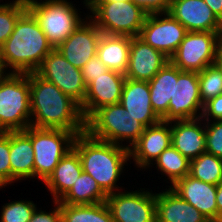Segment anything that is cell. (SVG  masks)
Instances as JSON below:
<instances>
[{
  "label": "cell",
  "instance_id": "6",
  "mask_svg": "<svg viewBox=\"0 0 222 222\" xmlns=\"http://www.w3.org/2000/svg\"><path fill=\"white\" fill-rule=\"evenodd\" d=\"M70 0H28L27 9L38 20L48 42L57 48L87 19ZM79 10V11H78ZM79 12V13H78Z\"/></svg>",
  "mask_w": 222,
  "mask_h": 222
},
{
  "label": "cell",
  "instance_id": "31",
  "mask_svg": "<svg viewBox=\"0 0 222 222\" xmlns=\"http://www.w3.org/2000/svg\"><path fill=\"white\" fill-rule=\"evenodd\" d=\"M0 0V47L10 37L18 18L27 10L24 0L6 1Z\"/></svg>",
  "mask_w": 222,
  "mask_h": 222
},
{
  "label": "cell",
  "instance_id": "8",
  "mask_svg": "<svg viewBox=\"0 0 222 222\" xmlns=\"http://www.w3.org/2000/svg\"><path fill=\"white\" fill-rule=\"evenodd\" d=\"M34 150V178L44 183L64 155L73 148L76 135L62 129L37 128L24 130Z\"/></svg>",
  "mask_w": 222,
  "mask_h": 222
},
{
  "label": "cell",
  "instance_id": "23",
  "mask_svg": "<svg viewBox=\"0 0 222 222\" xmlns=\"http://www.w3.org/2000/svg\"><path fill=\"white\" fill-rule=\"evenodd\" d=\"M11 185L20 180L34 179V150L24 131H10Z\"/></svg>",
  "mask_w": 222,
  "mask_h": 222
},
{
  "label": "cell",
  "instance_id": "19",
  "mask_svg": "<svg viewBox=\"0 0 222 222\" xmlns=\"http://www.w3.org/2000/svg\"><path fill=\"white\" fill-rule=\"evenodd\" d=\"M170 188L210 222H218L217 185L203 182L188 174Z\"/></svg>",
  "mask_w": 222,
  "mask_h": 222
},
{
  "label": "cell",
  "instance_id": "29",
  "mask_svg": "<svg viewBox=\"0 0 222 222\" xmlns=\"http://www.w3.org/2000/svg\"><path fill=\"white\" fill-rule=\"evenodd\" d=\"M62 222H113L106 202L96 204H61Z\"/></svg>",
  "mask_w": 222,
  "mask_h": 222
},
{
  "label": "cell",
  "instance_id": "46",
  "mask_svg": "<svg viewBox=\"0 0 222 222\" xmlns=\"http://www.w3.org/2000/svg\"><path fill=\"white\" fill-rule=\"evenodd\" d=\"M82 3L85 4L84 6L88 10V0H83Z\"/></svg>",
  "mask_w": 222,
  "mask_h": 222
},
{
  "label": "cell",
  "instance_id": "2",
  "mask_svg": "<svg viewBox=\"0 0 222 222\" xmlns=\"http://www.w3.org/2000/svg\"><path fill=\"white\" fill-rule=\"evenodd\" d=\"M53 49L38 20L27 9L0 47V55L8 73H31L38 69L44 57Z\"/></svg>",
  "mask_w": 222,
  "mask_h": 222
},
{
  "label": "cell",
  "instance_id": "18",
  "mask_svg": "<svg viewBox=\"0 0 222 222\" xmlns=\"http://www.w3.org/2000/svg\"><path fill=\"white\" fill-rule=\"evenodd\" d=\"M170 59L146 44L138 36L131 37L128 68L125 77L149 82Z\"/></svg>",
  "mask_w": 222,
  "mask_h": 222
},
{
  "label": "cell",
  "instance_id": "34",
  "mask_svg": "<svg viewBox=\"0 0 222 222\" xmlns=\"http://www.w3.org/2000/svg\"><path fill=\"white\" fill-rule=\"evenodd\" d=\"M206 152L222 159V120L205 121Z\"/></svg>",
  "mask_w": 222,
  "mask_h": 222
},
{
  "label": "cell",
  "instance_id": "36",
  "mask_svg": "<svg viewBox=\"0 0 222 222\" xmlns=\"http://www.w3.org/2000/svg\"><path fill=\"white\" fill-rule=\"evenodd\" d=\"M85 84L88 86L95 77L105 74L109 69L103 64L99 57L91 58L81 69Z\"/></svg>",
  "mask_w": 222,
  "mask_h": 222
},
{
  "label": "cell",
  "instance_id": "22",
  "mask_svg": "<svg viewBox=\"0 0 222 222\" xmlns=\"http://www.w3.org/2000/svg\"><path fill=\"white\" fill-rule=\"evenodd\" d=\"M156 222H210L170 187L156 193Z\"/></svg>",
  "mask_w": 222,
  "mask_h": 222
},
{
  "label": "cell",
  "instance_id": "28",
  "mask_svg": "<svg viewBox=\"0 0 222 222\" xmlns=\"http://www.w3.org/2000/svg\"><path fill=\"white\" fill-rule=\"evenodd\" d=\"M154 165H156L157 173L159 171L161 175L167 177L164 182L166 181L170 186L166 185V187H172L178 180L189 174L190 161L171 145L158 156L150 167L152 168Z\"/></svg>",
  "mask_w": 222,
  "mask_h": 222
},
{
  "label": "cell",
  "instance_id": "27",
  "mask_svg": "<svg viewBox=\"0 0 222 222\" xmlns=\"http://www.w3.org/2000/svg\"><path fill=\"white\" fill-rule=\"evenodd\" d=\"M107 194L97 181L84 171L68 192L58 201L60 204L81 205L105 202Z\"/></svg>",
  "mask_w": 222,
  "mask_h": 222
},
{
  "label": "cell",
  "instance_id": "35",
  "mask_svg": "<svg viewBox=\"0 0 222 222\" xmlns=\"http://www.w3.org/2000/svg\"><path fill=\"white\" fill-rule=\"evenodd\" d=\"M10 131L0 132V179L6 184L11 185V166H10Z\"/></svg>",
  "mask_w": 222,
  "mask_h": 222
},
{
  "label": "cell",
  "instance_id": "25",
  "mask_svg": "<svg viewBox=\"0 0 222 222\" xmlns=\"http://www.w3.org/2000/svg\"><path fill=\"white\" fill-rule=\"evenodd\" d=\"M131 37L119 35H101L96 56L112 71L125 75L128 68Z\"/></svg>",
  "mask_w": 222,
  "mask_h": 222
},
{
  "label": "cell",
  "instance_id": "39",
  "mask_svg": "<svg viewBox=\"0 0 222 222\" xmlns=\"http://www.w3.org/2000/svg\"><path fill=\"white\" fill-rule=\"evenodd\" d=\"M141 7L147 14L167 13L172 0H131Z\"/></svg>",
  "mask_w": 222,
  "mask_h": 222
},
{
  "label": "cell",
  "instance_id": "42",
  "mask_svg": "<svg viewBox=\"0 0 222 222\" xmlns=\"http://www.w3.org/2000/svg\"><path fill=\"white\" fill-rule=\"evenodd\" d=\"M216 63L221 67L222 69V45L219 49V53H218V58H217V61Z\"/></svg>",
  "mask_w": 222,
  "mask_h": 222
},
{
  "label": "cell",
  "instance_id": "21",
  "mask_svg": "<svg viewBox=\"0 0 222 222\" xmlns=\"http://www.w3.org/2000/svg\"><path fill=\"white\" fill-rule=\"evenodd\" d=\"M120 104L131 117L140 121L145 127L155 125L162 120L152 109L147 81L126 78Z\"/></svg>",
  "mask_w": 222,
  "mask_h": 222
},
{
  "label": "cell",
  "instance_id": "17",
  "mask_svg": "<svg viewBox=\"0 0 222 222\" xmlns=\"http://www.w3.org/2000/svg\"><path fill=\"white\" fill-rule=\"evenodd\" d=\"M168 13L189 32H222V22L204 0H172Z\"/></svg>",
  "mask_w": 222,
  "mask_h": 222
},
{
  "label": "cell",
  "instance_id": "33",
  "mask_svg": "<svg viewBox=\"0 0 222 222\" xmlns=\"http://www.w3.org/2000/svg\"><path fill=\"white\" fill-rule=\"evenodd\" d=\"M37 205L32 200H14L1 207L0 222H29Z\"/></svg>",
  "mask_w": 222,
  "mask_h": 222
},
{
  "label": "cell",
  "instance_id": "4",
  "mask_svg": "<svg viewBox=\"0 0 222 222\" xmlns=\"http://www.w3.org/2000/svg\"><path fill=\"white\" fill-rule=\"evenodd\" d=\"M144 129L145 126L140 121L131 117L120 103H116L96 110L86 120L85 131L92 138L120 145L130 150Z\"/></svg>",
  "mask_w": 222,
  "mask_h": 222
},
{
  "label": "cell",
  "instance_id": "15",
  "mask_svg": "<svg viewBox=\"0 0 222 222\" xmlns=\"http://www.w3.org/2000/svg\"><path fill=\"white\" fill-rule=\"evenodd\" d=\"M171 146V122L160 121L145 127L138 141L130 148V161L138 170H148L158 156ZM140 168V169H139Z\"/></svg>",
  "mask_w": 222,
  "mask_h": 222
},
{
  "label": "cell",
  "instance_id": "40",
  "mask_svg": "<svg viewBox=\"0 0 222 222\" xmlns=\"http://www.w3.org/2000/svg\"><path fill=\"white\" fill-rule=\"evenodd\" d=\"M214 15L222 22V0H204Z\"/></svg>",
  "mask_w": 222,
  "mask_h": 222
},
{
  "label": "cell",
  "instance_id": "30",
  "mask_svg": "<svg viewBox=\"0 0 222 222\" xmlns=\"http://www.w3.org/2000/svg\"><path fill=\"white\" fill-rule=\"evenodd\" d=\"M189 175L218 185L222 181V159L207 152L190 161Z\"/></svg>",
  "mask_w": 222,
  "mask_h": 222
},
{
  "label": "cell",
  "instance_id": "3",
  "mask_svg": "<svg viewBox=\"0 0 222 222\" xmlns=\"http://www.w3.org/2000/svg\"><path fill=\"white\" fill-rule=\"evenodd\" d=\"M73 148L79 154L83 171L95 179L107 195L124 190V186L116 184L131 161L129 149L92 138L86 131L76 135Z\"/></svg>",
  "mask_w": 222,
  "mask_h": 222
},
{
  "label": "cell",
  "instance_id": "24",
  "mask_svg": "<svg viewBox=\"0 0 222 222\" xmlns=\"http://www.w3.org/2000/svg\"><path fill=\"white\" fill-rule=\"evenodd\" d=\"M83 172L78 152L72 148L59 161L53 173L43 183L53 201H59Z\"/></svg>",
  "mask_w": 222,
  "mask_h": 222
},
{
  "label": "cell",
  "instance_id": "41",
  "mask_svg": "<svg viewBox=\"0 0 222 222\" xmlns=\"http://www.w3.org/2000/svg\"><path fill=\"white\" fill-rule=\"evenodd\" d=\"M216 203L218 207V222H222V181L217 185Z\"/></svg>",
  "mask_w": 222,
  "mask_h": 222
},
{
  "label": "cell",
  "instance_id": "5",
  "mask_svg": "<svg viewBox=\"0 0 222 222\" xmlns=\"http://www.w3.org/2000/svg\"><path fill=\"white\" fill-rule=\"evenodd\" d=\"M30 118L29 73L0 77V132L24 131Z\"/></svg>",
  "mask_w": 222,
  "mask_h": 222
},
{
  "label": "cell",
  "instance_id": "20",
  "mask_svg": "<svg viewBox=\"0 0 222 222\" xmlns=\"http://www.w3.org/2000/svg\"><path fill=\"white\" fill-rule=\"evenodd\" d=\"M205 130L202 118L172 121L171 145L191 161L206 152Z\"/></svg>",
  "mask_w": 222,
  "mask_h": 222
},
{
  "label": "cell",
  "instance_id": "16",
  "mask_svg": "<svg viewBox=\"0 0 222 222\" xmlns=\"http://www.w3.org/2000/svg\"><path fill=\"white\" fill-rule=\"evenodd\" d=\"M125 79L124 74L112 70L95 77L87 86L81 106L84 119L87 120L100 107L120 103Z\"/></svg>",
  "mask_w": 222,
  "mask_h": 222
},
{
  "label": "cell",
  "instance_id": "45",
  "mask_svg": "<svg viewBox=\"0 0 222 222\" xmlns=\"http://www.w3.org/2000/svg\"><path fill=\"white\" fill-rule=\"evenodd\" d=\"M7 187V185L0 179V190Z\"/></svg>",
  "mask_w": 222,
  "mask_h": 222
},
{
  "label": "cell",
  "instance_id": "11",
  "mask_svg": "<svg viewBox=\"0 0 222 222\" xmlns=\"http://www.w3.org/2000/svg\"><path fill=\"white\" fill-rule=\"evenodd\" d=\"M35 73L56 85L80 107L83 105L87 85L84 82L82 71L66 60L56 48L44 57Z\"/></svg>",
  "mask_w": 222,
  "mask_h": 222
},
{
  "label": "cell",
  "instance_id": "26",
  "mask_svg": "<svg viewBox=\"0 0 222 222\" xmlns=\"http://www.w3.org/2000/svg\"><path fill=\"white\" fill-rule=\"evenodd\" d=\"M181 72L178 67L169 61L148 82L151 106L160 118L168 112L170 99H173L174 79H178Z\"/></svg>",
  "mask_w": 222,
  "mask_h": 222
},
{
  "label": "cell",
  "instance_id": "32",
  "mask_svg": "<svg viewBox=\"0 0 222 222\" xmlns=\"http://www.w3.org/2000/svg\"><path fill=\"white\" fill-rule=\"evenodd\" d=\"M198 81L203 104L209 99L222 94V69L217 63L198 72Z\"/></svg>",
  "mask_w": 222,
  "mask_h": 222
},
{
  "label": "cell",
  "instance_id": "7",
  "mask_svg": "<svg viewBox=\"0 0 222 222\" xmlns=\"http://www.w3.org/2000/svg\"><path fill=\"white\" fill-rule=\"evenodd\" d=\"M88 12V17L103 34L129 37L139 36L148 15L131 0L88 2Z\"/></svg>",
  "mask_w": 222,
  "mask_h": 222
},
{
  "label": "cell",
  "instance_id": "14",
  "mask_svg": "<svg viewBox=\"0 0 222 222\" xmlns=\"http://www.w3.org/2000/svg\"><path fill=\"white\" fill-rule=\"evenodd\" d=\"M89 20V21H88ZM102 32L87 17L56 49L74 67H82L97 54V45Z\"/></svg>",
  "mask_w": 222,
  "mask_h": 222
},
{
  "label": "cell",
  "instance_id": "37",
  "mask_svg": "<svg viewBox=\"0 0 222 222\" xmlns=\"http://www.w3.org/2000/svg\"><path fill=\"white\" fill-rule=\"evenodd\" d=\"M201 118L204 121L222 120V94L204 103Z\"/></svg>",
  "mask_w": 222,
  "mask_h": 222
},
{
  "label": "cell",
  "instance_id": "13",
  "mask_svg": "<svg viewBox=\"0 0 222 222\" xmlns=\"http://www.w3.org/2000/svg\"><path fill=\"white\" fill-rule=\"evenodd\" d=\"M187 32L168 12L152 13L147 15L138 37L170 59Z\"/></svg>",
  "mask_w": 222,
  "mask_h": 222
},
{
  "label": "cell",
  "instance_id": "44",
  "mask_svg": "<svg viewBox=\"0 0 222 222\" xmlns=\"http://www.w3.org/2000/svg\"><path fill=\"white\" fill-rule=\"evenodd\" d=\"M126 0H88V2H120Z\"/></svg>",
  "mask_w": 222,
  "mask_h": 222
},
{
  "label": "cell",
  "instance_id": "43",
  "mask_svg": "<svg viewBox=\"0 0 222 222\" xmlns=\"http://www.w3.org/2000/svg\"><path fill=\"white\" fill-rule=\"evenodd\" d=\"M8 72L5 70L2 60H1V55H0V77H3L7 74Z\"/></svg>",
  "mask_w": 222,
  "mask_h": 222
},
{
  "label": "cell",
  "instance_id": "12",
  "mask_svg": "<svg viewBox=\"0 0 222 222\" xmlns=\"http://www.w3.org/2000/svg\"><path fill=\"white\" fill-rule=\"evenodd\" d=\"M204 104L201 101L198 72L182 71L174 79L173 99L162 121L172 122L201 118Z\"/></svg>",
  "mask_w": 222,
  "mask_h": 222
},
{
  "label": "cell",
  "instance_id": "38",
  "mask_svg": "<svg viewBox=\"0 0 222 222\" xmlns=\"http://www.w3.org/2000/svg\"><path fill=\"white\" fill-rule=\"evenodd\" d=\"M52 202L54 208H51V211L46 212V210L36 208L29 222H62L61 204L58 201Z\"/></svg>",
  "mask_w": 222,
  "mask_h": 222
},
{
  "label": "cell",
  "instance_id": "9",
  "mask_svg": "<svg viewBox=\"0 0 222 222\" xmlns=\"http://www.w3.org/2000/svg\"><path fill=\"white\" fill-rule=\"evenodd\" d=\"M222 45V32H187L170 58L181 71L200 72L216 63Z\"/></svg>",
  "mask_w": 222,
  "mask_h": 222
},
{
  "label": "cell",
  "instance_id": "10",
  "mask_svg": "<svg viewBox=\"0 0 222 222\" xmlns=\"http://www.w3.org/2000/svg\"><path fill=\"white\" fill-rule=\"evenodd\" d=\"M105 202L113 222H156V192L152 189H124L108 194Z\"/></svg>",
  "mask_w": 222,
  "mask_h": 222
},
{
  "label": "cell",
  "instance_id": "1",
  "mask_svg": "<svg viewBox=\"0 0 222 222\" xmlns=\"http://www.w3.org/2000/svg\"><path fill=\"white\" fill-rule=\"evenodd\" d=\"M29 85L30 126L62 129L71 131L75 135L85 132L86 120L80 105L75 100L35 72L29 73Z\"/></svg>",
  "mask_w": 222,
  "mask_h": 222
}]
</instances>
